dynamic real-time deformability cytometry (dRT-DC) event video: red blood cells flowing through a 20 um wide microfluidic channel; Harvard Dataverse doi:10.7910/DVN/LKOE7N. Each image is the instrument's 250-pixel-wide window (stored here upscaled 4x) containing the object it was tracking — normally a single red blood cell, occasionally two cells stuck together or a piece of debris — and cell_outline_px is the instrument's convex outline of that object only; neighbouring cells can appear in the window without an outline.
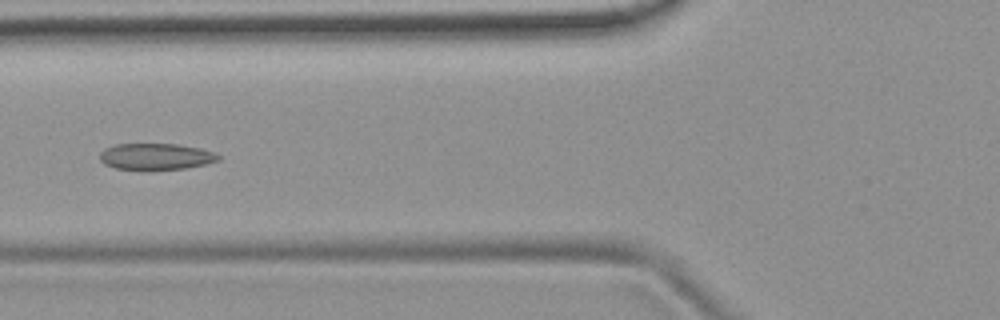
{"species": "common noctule bat (a hibernating species)", "species_latin": "Nyctalus noctula", "temperature_condition": "room temperature", "stored_images_in_passage": 4, "camera_frame_rate_fps": 3000, "um_per_image_px": 0.085, "animal": {"sex": "female", "body_mass_g": 19.9}, "frame": {"image": 1, "passage_image": 4, "time_ms": 3.333, "image_size_px": [1000, 320], "cell_outline_px": [[220, 160], [204, 164], [184, 168], [152, 172], [116, 168], [104, 164], [100, 160], [100, 152], [104, 148], [116, 144], [176, 144], [200, 148], [216, 152], [220, 156]], "centroid_in_image_um": [13.24, 13.33], "position_along_channel_um": 112.6, "area_um2": 18.79}}